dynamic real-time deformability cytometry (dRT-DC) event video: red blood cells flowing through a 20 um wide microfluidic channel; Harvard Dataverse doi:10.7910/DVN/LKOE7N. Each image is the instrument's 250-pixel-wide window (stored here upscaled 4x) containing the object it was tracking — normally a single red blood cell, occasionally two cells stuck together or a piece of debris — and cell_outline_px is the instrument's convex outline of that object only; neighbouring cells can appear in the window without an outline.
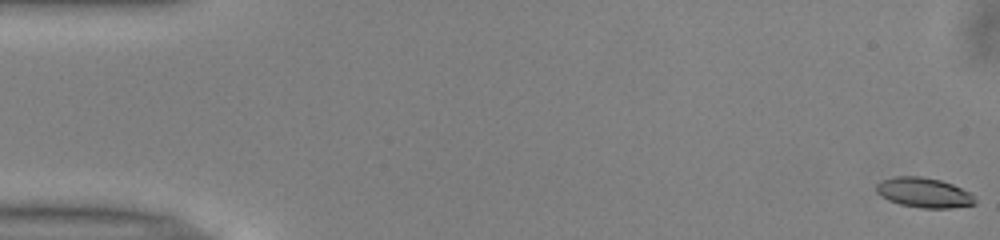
{"species": "common noctule bat (a hibernating species)", "species_latin": "Nyctalus noctula", "temperature_condition": "warm", "stored_images_in_passage": 52, "camera_frame_rate_fps": 3000, "um_per_image_px": 0.085, "animal": {"sex": "male", "body_mass_g": 13.0, "forearm_length_mm": 53.1}, "frame": {"image": 1, "passage_image": 1, "time_ms": 0.0, "image_size_px": [1000, 240], "cell_outline_px": [[976, 204], [952, 208], [920, 208], [900, 204], [888, 200], [880, 196], [876, 192], [876, 184], [880, 180], [896, 176], [920, 176], [940, 180], [952, 184], [972, 192], [976, 200]], "centroid_in_image_um": [78.54, 16.37], "position_along_channel_um": 6.5, "area_um2": 17.46}}
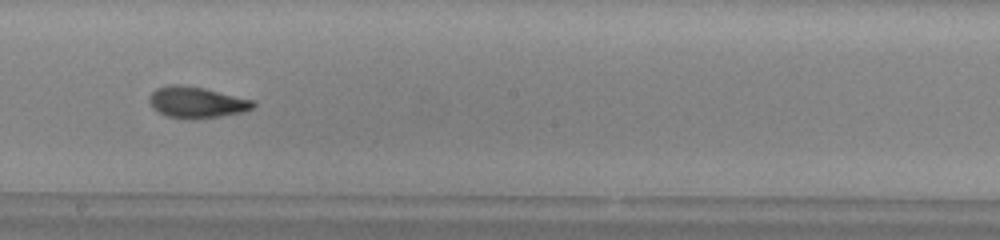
{"frame": {"image": 2, "passage_image": 29, "time_ms": 9.333, "image_size_px": [1000, 240], "cell_outline_px": [[256, 104], [252, 108], [244, 112], [220, 116], [192, 120], [164, 116], [152, 108], [148, 100], [148, 96], [156, 88], [168, 84], [180, 84], [204, 88], [256, 100]], "centroid_in_image_um": [16.69, 8.7], "position_along_channel_um": 231.5, "area_um2": 19.36}}
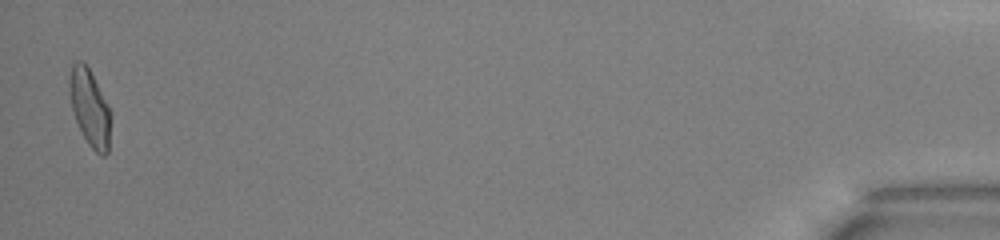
{"frame": {"image": 3, "passage_image": 51, "time_ms": 16.667, "image_size_px": [1000, 240], "cell_outline_px": [[112, 116], [108, 152], [104, 156], [100, 156], [88, 144], [76, 120], [72, 108], [68, 92], [68, 80], [72, 64], [76, 60], [80, 60], [88, 68], [108, 104], [112, 112]], "centroid_in_image_um": [7.64, 9.18], "position_along_channel_um": 427.6, "area_um2": 18.61}, "authors_computed_cell_mechanics": {"area_um2": 18.207, "velocity_mm_per_s": 4.0124, "shape_relaxation_time_tau1_ms": 3.6523, "shape_relaxation_time_tau2_ms": 2.1534, "deformation_change_tau1": 0.1772, "deformation_change_tau2": 0.0851}}